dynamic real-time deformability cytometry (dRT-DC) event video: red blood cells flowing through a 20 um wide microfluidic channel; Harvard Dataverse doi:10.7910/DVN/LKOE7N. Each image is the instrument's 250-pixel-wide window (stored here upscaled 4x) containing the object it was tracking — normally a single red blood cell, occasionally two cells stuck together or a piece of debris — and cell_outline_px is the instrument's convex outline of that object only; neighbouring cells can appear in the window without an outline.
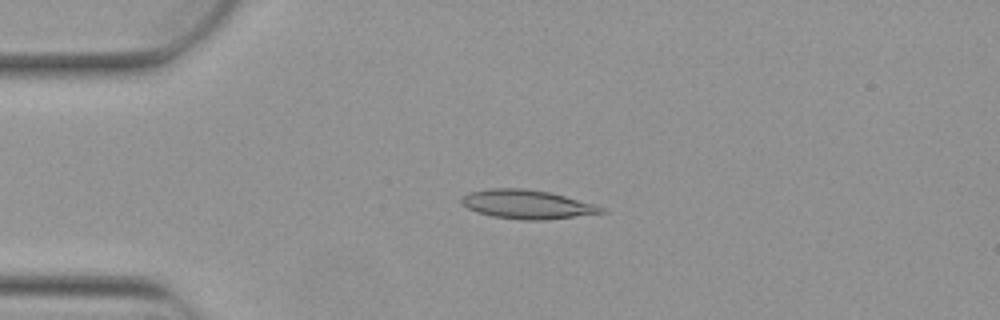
{"species": "Egyptian fruit bat (a non-hibernating species)", "species_latin": "Rousettus aegyptiacus", "temperature_condition": "warm", "stored_images_in_passage": 6, "camera_frame_rate_fps": 3000, "um_per_image_px": 0.085, "animal": {"sex": "female"}, "frame": {"image": 1, "passage_image": 2, "time_ms": 0.333, "image_size_px": [1000, 320], "cell_outline_px": [[608, 212], [544, 220], [524, 220], [492, 216], [476, 212], [460, 204], [460, 196], [468, 192], [488, 188], [524, 188], [548, 192], [596, 204], [604, 208]], "centroid_in_image_um": [44.75, 17.36], "position_along_channel_um": 40.2, "area_um2": 23.7}}
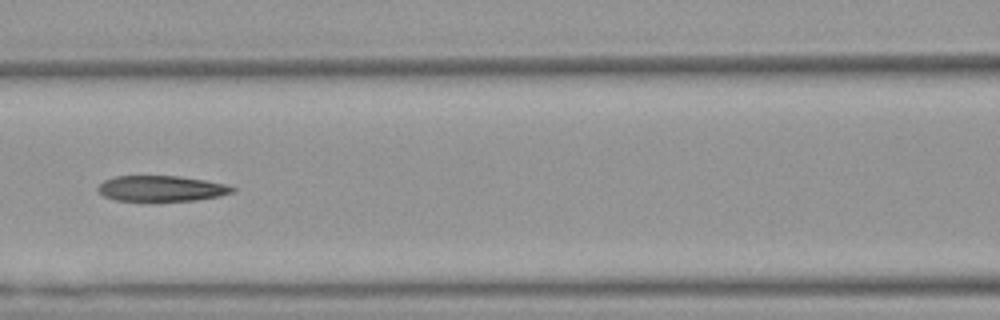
{"frame": {"image": 2, "passage_image": 5, "time_ms": 1.333, "image_size_px": [1000, 320], "cell_outline_px": [[236, 188], [232, 192], [216, 196], [196, 200], [116, 200], [104, 196], [96, 188], [104, 180], [116, 176], [180, 176], [228, 184]], "centroid_in_image_um": [13.71, 16.0], "position_along_channel_um": 152.9, "area_um2": 19.77}}
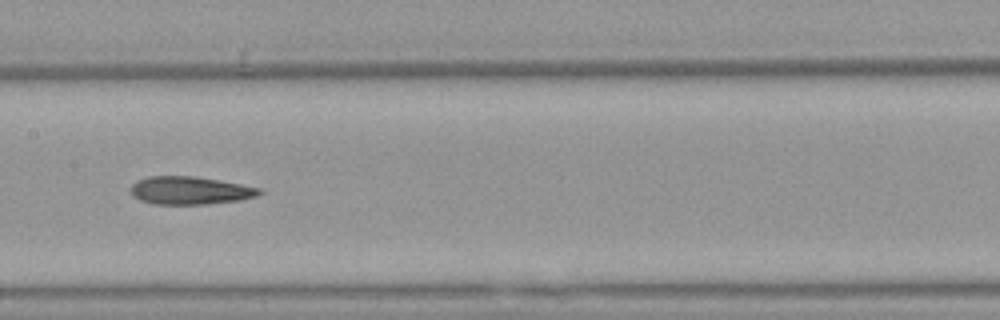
{"frame": {"image": 3, "passage_image": 6, "time_ms": 1.667, "image_size_px": [1000, 320], "cell_outline_px": [[264, 192], [256, 196], [240, 200], [204, 204], [152, 204], [140, 200], [132, 196], [132, 184], [136, 180], [148, 176], [192, 176], [240, 184], [260, 188]], "centroid_in_image_um": [16.12, 16.19], "position_along_channel_um": 191.3, "area_um2": 20.81}}